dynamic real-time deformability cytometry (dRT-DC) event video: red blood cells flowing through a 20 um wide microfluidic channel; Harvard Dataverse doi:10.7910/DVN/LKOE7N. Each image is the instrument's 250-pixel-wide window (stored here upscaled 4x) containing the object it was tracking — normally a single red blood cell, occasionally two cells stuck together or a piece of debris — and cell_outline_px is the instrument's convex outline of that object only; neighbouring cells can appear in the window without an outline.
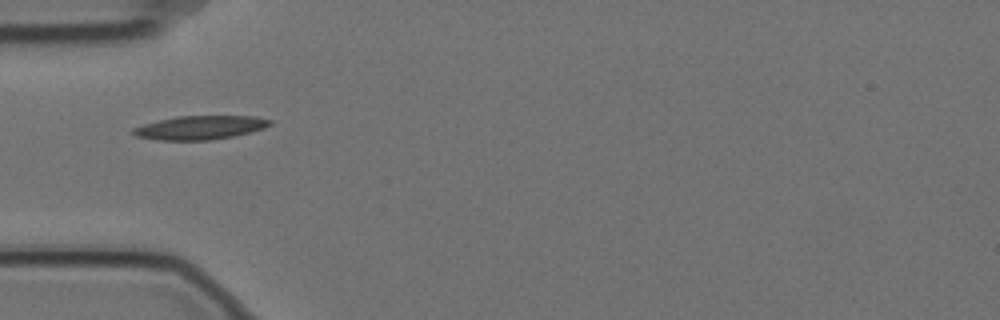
{"species": "Egyptian fruit bat (a non-hibernating species)", "species_latin": "Rousettus aegyptiacus", "temperature_condition": "cold", "stored_images_in_passage": 9, "camera_frame_rate_fps": 3000, "um_per_image_px": 0.085, "animal": {"sex": "female"}, "frame": {"image": 1, "passage_image": 1, "time_ms": 0.0, "image_size_px": [1000, 320], "cell_outline_px": [[272, 124], [264, 128], [232, 136], [212, 140], [156, 140], [136, 136], [132, 132], [132, 128], [144, 124], [176, 116], [256, 116], [272, 120]], "centroid_in_image_um": [17.0, 10.84], "position_along_channel_um": 68.0, "area_um2": 18.84}}
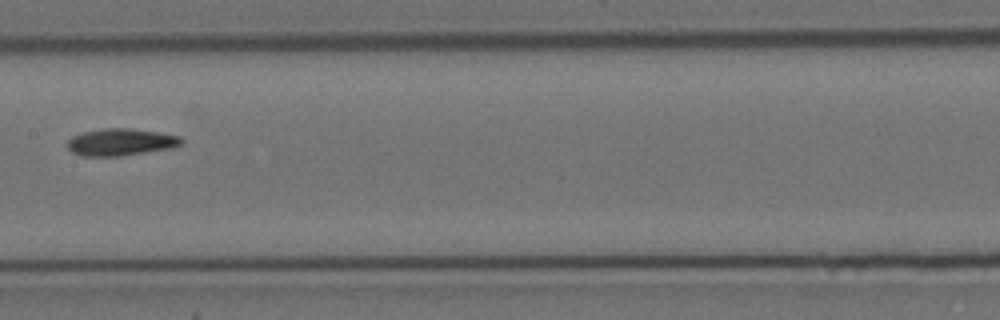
{"frame": {"image": 2, "passage_image": 4, "time_ms": 1.0, "image_size_px": [1000, 320], "cell_outline_px": [[184, 144], [172, 148], [120, 156], [80, 156], [72, 152], [68, 148], [68, 140], [72, 136], [84, 132], [104, 128], [128, 128], [156, 132], [180, 136], [184, 140]], "centroid_in_image_um": [10.28, 12.08], "position_along_channel_um": 197.1, "area_um2": 17.98}}
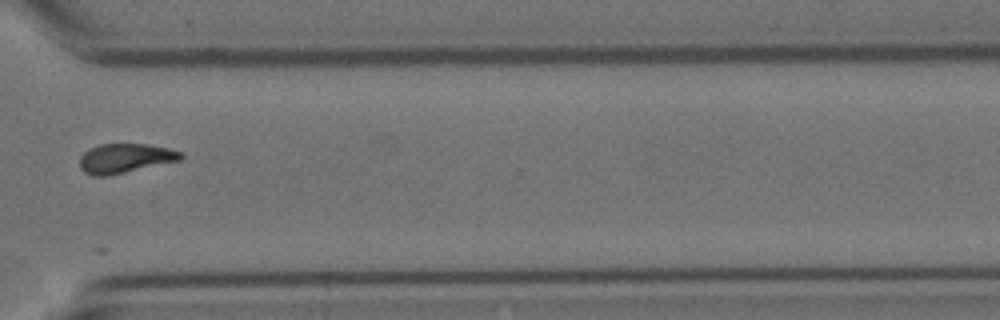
{"frame": {"image": 3, "passage_image": 8, "time_ms": 2.333, "image_size_px": [1000, 320], "cell_outline_px": [[184, 156], [180, 160], [108, 176], [92, 176], [84, 172], [80, 168], [80, 156], [88, 148], [100, 144], [148, 144], [168, 148], [184, 152]], "centroid_in_image_um": [10.63, 13.45], "position_along_channel_um": 360.0, "area_um2": 17.46}}